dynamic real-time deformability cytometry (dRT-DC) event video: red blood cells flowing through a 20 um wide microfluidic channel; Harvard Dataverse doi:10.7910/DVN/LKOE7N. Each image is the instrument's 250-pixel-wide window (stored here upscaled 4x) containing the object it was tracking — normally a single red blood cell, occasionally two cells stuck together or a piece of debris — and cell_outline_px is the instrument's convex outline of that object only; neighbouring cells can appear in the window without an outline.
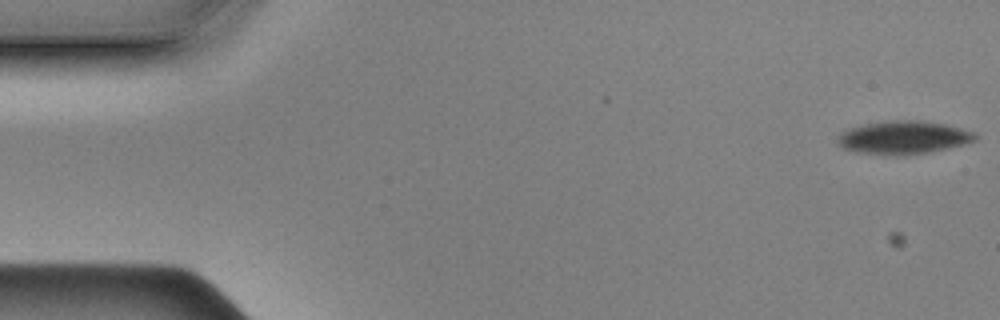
{"species": "Egyptian fruit bat (a non-hibernating species)", "species_latin": "Rousettus aegyptiacus", "temperature_condition": "cold", "stored_images_in_passage": 57, "camera_frame_rate_fps": 3000, "um_per_image_px": 0.085, "animal": {"sex": "male"}, "frame": {"image": 1, "passage_image": 1, "time_ms": 0.0, "image_size_px": [1000, 320], "cell_outline_px": [[976, 140], [928, 152], [856, 152], [844, 148], [836, 140], [836, 136], [840, 132], [864, 124], [892, 120], [916, 120], [944, 124], [960, 128], [972, 132], [976, 136]], "centroid_in_image_um": [76.75, 11.63], "position_along_channel_um": 8.3, "area_um2": 25.09}}
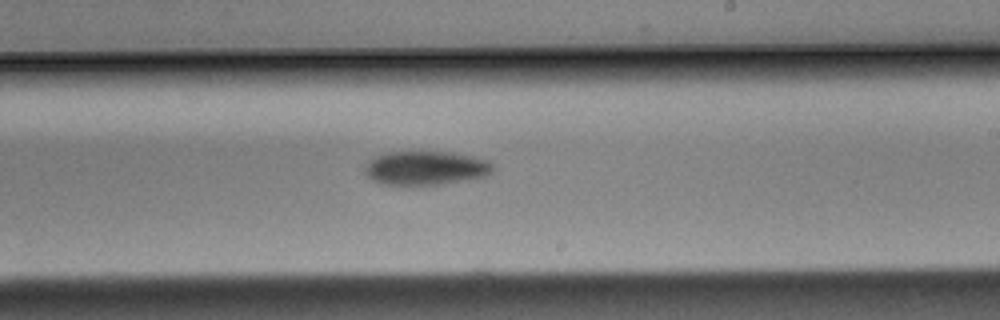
{"frame": {"image": 2, "passage_image": 33, "time_ms": 10.667, "image_size_px": [1000, 320], "cell_outline_px": [[492, 172], [484, 176], [440, 184], [408, 188], [384, 184], [372, 180], [364, 172], [364, 168], [376, 156], [388, 152], [452, 152], [472, 156], [484, 160], [492, 164]], "centroid_in_image_um": [36.12, 14.32], "position_along_channel_um": 252.9, "area_um2": 25.49}}
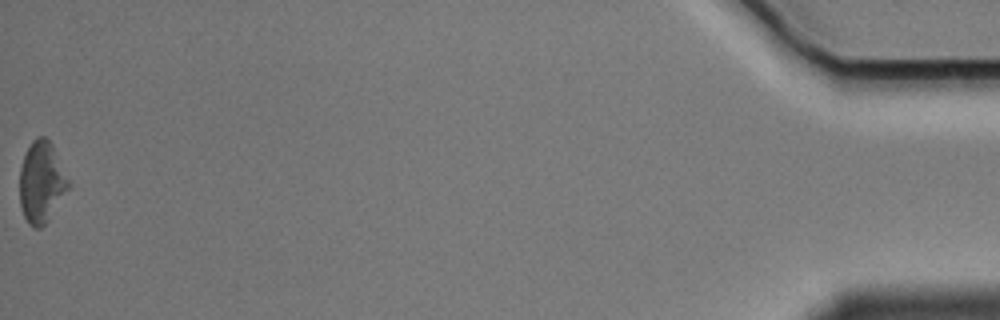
{"frame": {"image": 3, "passage_image": 57, "time_ms": 18.667, "image_size_px": [1000, 320], "cell_outline_px": [[72, 184], [44, 224], [40, 228], [32, 228], [28, 224], [24, 216], [20, 204], [20, 168], [24, 156], [32, 140], [36, 136], [44, 136], [52, 144]], "centroid_in_image_um": [3.53, 15.47], "position_along_channel_um": 431.7, "area_um2": 23.06}, "authors_computed_cell_mechanics": {"area_um2": 25.8944, "velocity_mm_per_s": 3.491, "shape_relaxation_time_tau1_ms": 2.0057, "shape_relaxation_time_tau2_ms": null, "deformation_change_tau1": 0.0679, "deformation_change_tau2": null}}